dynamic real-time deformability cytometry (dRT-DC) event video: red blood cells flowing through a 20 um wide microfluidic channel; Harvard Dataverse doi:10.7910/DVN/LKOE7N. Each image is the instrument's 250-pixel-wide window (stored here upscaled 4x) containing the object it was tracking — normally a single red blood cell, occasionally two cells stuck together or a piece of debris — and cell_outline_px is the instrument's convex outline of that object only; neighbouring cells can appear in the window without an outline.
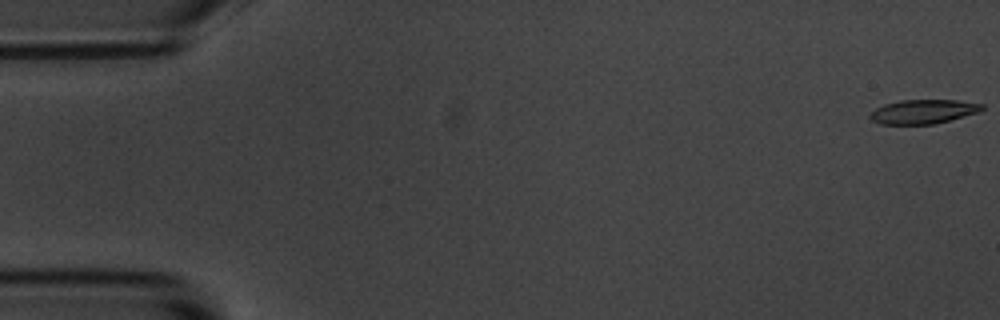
{"species": "common noctule bat (a hibernating species)", "species_latin": "Nyctalus noctula", "temperature_condition": "room temperature", "stored_images_in_passage": 55, "camera_frame_rate_fps": 3000, "um_per_image_px": 0.085, "animal": {"sex": "male", "body_mass_g": 20.1, "forearm_length_mm": 53.5}, "frame": {"image": 1, "passage_image": 1, "time_ms": 0.0, "image_size_px": [1000, 320], "cell_outline_px": [[984, 108], [976, 112], [936, 124], [880, 124], [872, 120], [868, 116], [876, 108], [884, 104], [900, 100], [956, 100], [984, 104]], "centroid_in_image_um": [78.44, 9.48], "position_along_channel_um": 6.6, "area_um2": 15.61}}
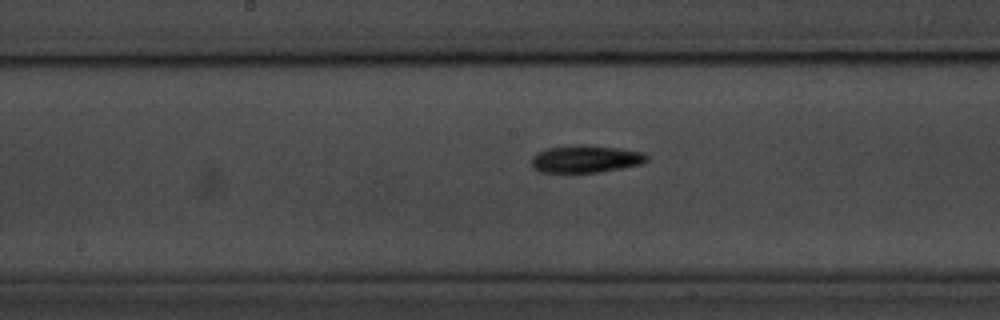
{"frame": {"image": 2, "passage_image": 28, "time_ms": 9.0, "image_size_px": [1000, 320], "cell_outline_px": [[648, 160], [640, 164], [620, 168], [596, 172], [536, 172], [532, 168], [532, 156], [536, 152], [548, 148], [572, 144], [584, 144], [620, 148], [644, 152], [648, 156]], "centroid_in_image_um": [49.74, 13.49], "position_along_channel_um": 198.5, "area_um2": 18.61}}
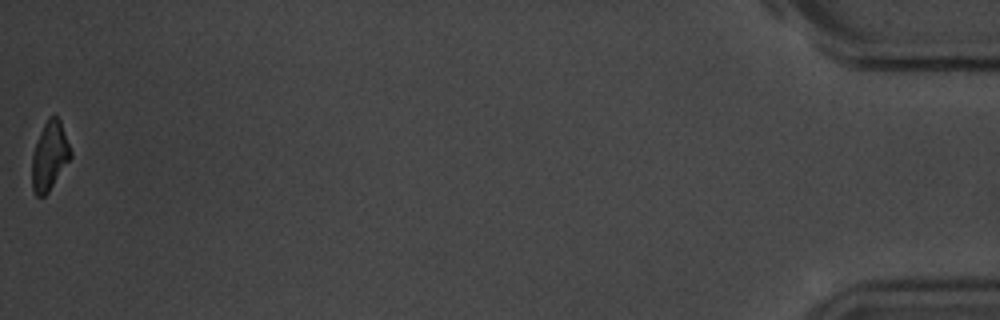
{"frame": {"image": 3, "passage_image": 55, "time_ms": 18.0, "image_size_px": [1000, 320], "cell_outline_px": [[72, 156], [48, 192], [44, 196], [36, 196], [32, 188], [32, 156], [40, 132], [48, 116], [56, 116], [60, 120], [72, 152]], "centroid_in_image_um": [4.21, 13.26], "position_along_channel_um": 431.0, "area_um2": 15.26}, "authors_computed_cell_mechanics": {"area_um2": 17.1666, "velocity_mm_per_s": 3.6772, "shape_relaxation_time_tau1_ms": 3.2238, "shape_relaxation_time_tau2_ms": null, "deformation_change_tau1": 0.1194, "deformation_change_tau2": null}}